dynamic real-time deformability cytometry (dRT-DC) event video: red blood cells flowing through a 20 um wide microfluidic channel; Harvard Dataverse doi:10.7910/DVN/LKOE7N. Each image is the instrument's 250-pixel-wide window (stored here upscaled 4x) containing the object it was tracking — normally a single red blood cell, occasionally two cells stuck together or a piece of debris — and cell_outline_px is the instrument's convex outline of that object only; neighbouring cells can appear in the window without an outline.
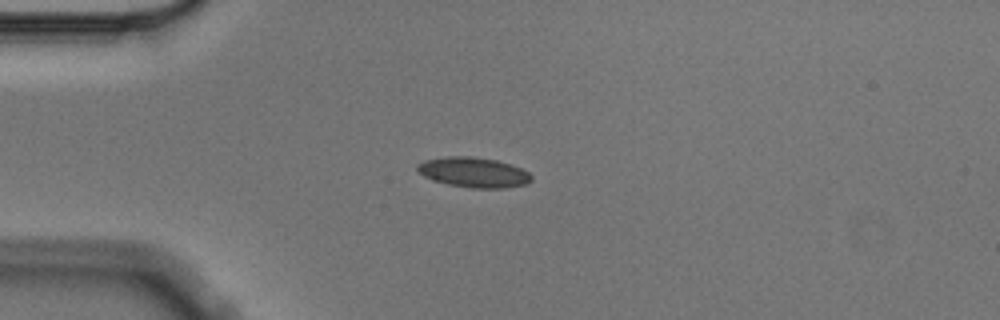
{"species": "Egyptian fruit bat (a non-hibernating species)", "species_latin": "Rousettus aegyptiacus", "temperature_condition": "cold", "stored_images_in_passage": 7, "camera_frame_rate_fps": 3000, "um_per_image_px": 0.085, "animal": {"sex": "male"}, "frame": {"image": 1, "passage_image": 7, "time_ms": 2.0, "image_size_px": [1000, 320], "cell_outline_px": [[532, 180], [524, 184], [504, 188], [472, 188], [448, 184], [432, 180], [424, 176], [416, 168], [416, 164], [424, 160], [444, 156], [472, 156], [496, 160], [520, 168], [528, 172], [532, 176]], "centroid_in_image_um": [40.22, 14.64], "position_along_channel_um": 44.8, "area_um2": 19.94}}